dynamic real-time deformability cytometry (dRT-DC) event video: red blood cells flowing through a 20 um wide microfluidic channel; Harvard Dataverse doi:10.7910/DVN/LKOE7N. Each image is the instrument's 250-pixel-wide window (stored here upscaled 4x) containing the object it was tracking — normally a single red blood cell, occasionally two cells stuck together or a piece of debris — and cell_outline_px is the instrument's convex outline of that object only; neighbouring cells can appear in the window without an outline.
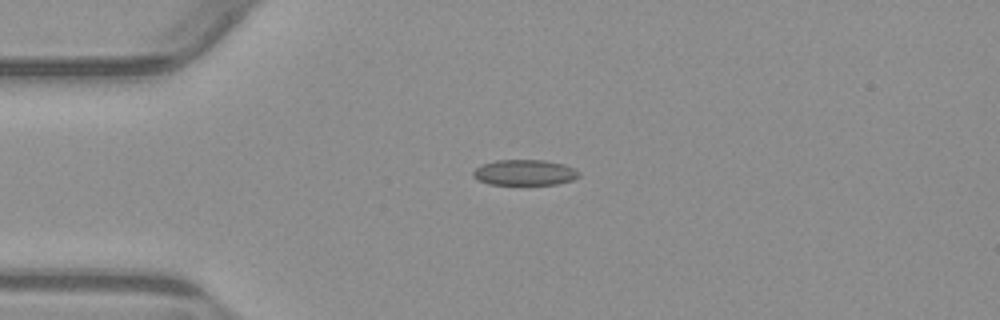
{"species": "common noctule bat (a hibernating species)", "species_latin": "Nyctalus noctula", "temperature_condition": "warm", "stored_images_in_passage": 54, "camera_frame_rate_fps": 3000, "um_per_image_px": 0.085, "animal": {"sex": "male", "body_mass_g": 23.1, "forearm_length_mm": 52.7}, "frame": {"image": 1, "passage_image": 13, "time_ms": 4.0, "image_size_px": [1000, 320], "cell_outline_px": [[580, 176], [572, 180], [556, 184], [488, 184], [476, 180], [472, 176], [472, 172], [480, 164], [496, 160], [544, 160], [564, 164], [580, 172]], "centroid_in_image_um": [44.55, 14.66], "position_along_channel_um": 40.4, "area_um2": 15.9}}
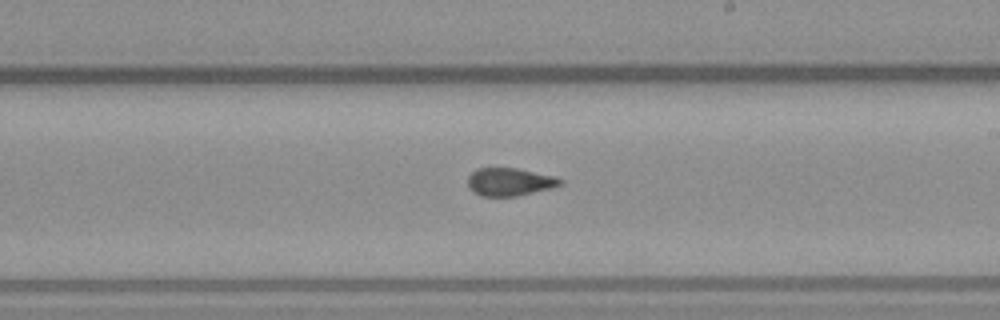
{"frame": {"image": 2, "passage_image": 31, "time_ms": 10.0, "image_size_px": [1000, 320], "cell_outline_px": [[564, 184], [516, 196], [484, 196], [468, 188], [468, 176], [476, 168], [516, 168], [552, 176], [564, 180]], "centroid_in_image_um": [43.29, 15.45], "position_along_channel_um": 245.7, "area_um2": 14.74}}
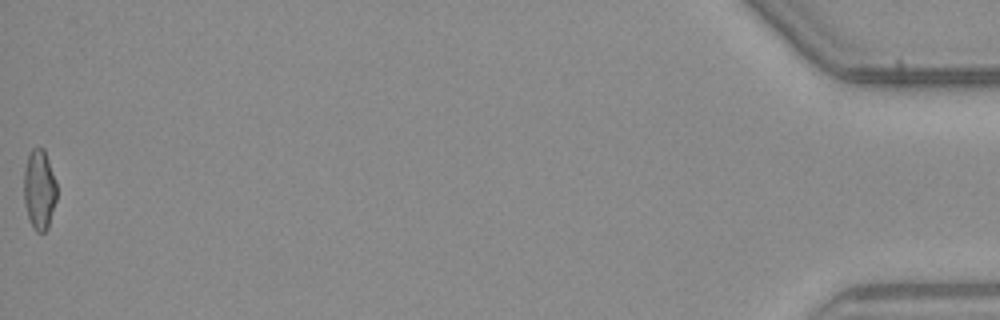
{"frame": {"image": 3, "passage_image": 54, "time_ms": 17.667, "image_size_px": [1000, 320], "cell_outline_px": [[56, 200], [48, 228], [44, 232], [36, 232], [28, 216], [24, 200], [24, 168], [28, 156], [32, 148], [44, 148], [56, 180]], "centroid_in_image_um": [3.35, 16.09], "position_along_channel_um": 431.9, "area_um2": 15.26}, "authors_computed_cell_mechanics": {"area_um2": 15.7505, "velocity_mm_per_s": 3.8413, "shape_relaxation_time_tau1_ms": null, "shape_relaxation_time_tau2_ms": 1.2938, "deformation_change_tau1": null, "deformation_change_tau2": 0.0693}}